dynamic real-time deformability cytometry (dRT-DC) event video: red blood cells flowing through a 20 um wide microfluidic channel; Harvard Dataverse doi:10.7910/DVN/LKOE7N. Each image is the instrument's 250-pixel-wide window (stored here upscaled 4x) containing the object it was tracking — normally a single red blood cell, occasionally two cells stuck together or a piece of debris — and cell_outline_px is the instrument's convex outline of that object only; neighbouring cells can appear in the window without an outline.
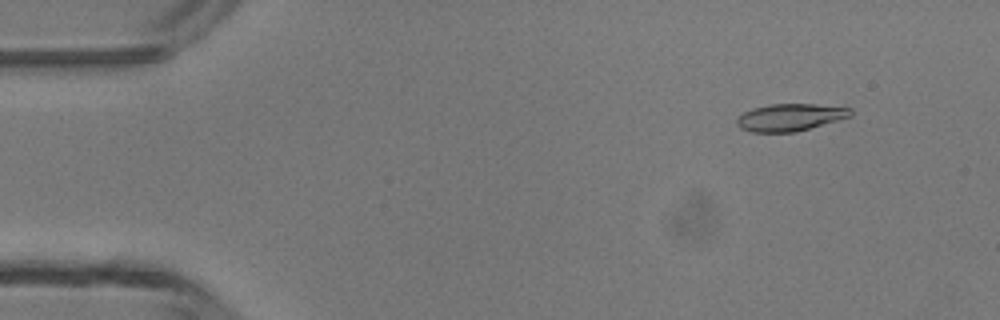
{"species": "common noctule bat (a hibernating species)", "species_latin": "Nyctalus noctula", "temperature_condition": "room temperature", "stored_images_in_passage": 14, "camera_frame_rate_fps": 3000, "um_per_image_px": 0.085, "animal": {"sex": "male", "body_mass_g": 13.3}, "frame": {"image": 1, "passage_image": 5, "time_ms": 1.333, "image_size_px": [1000, 320], "cell_outline_px": [[852, 116], [796, 132], [752, 132], [740, 128], [736, 124], [736, 116], [752, 108], [768, 104], [816, 104], [852, 108]], "centroid_in_image_um": [67.13, 9.97], "position_along_channel_um": 17.9, "area_um2": 18.21}}